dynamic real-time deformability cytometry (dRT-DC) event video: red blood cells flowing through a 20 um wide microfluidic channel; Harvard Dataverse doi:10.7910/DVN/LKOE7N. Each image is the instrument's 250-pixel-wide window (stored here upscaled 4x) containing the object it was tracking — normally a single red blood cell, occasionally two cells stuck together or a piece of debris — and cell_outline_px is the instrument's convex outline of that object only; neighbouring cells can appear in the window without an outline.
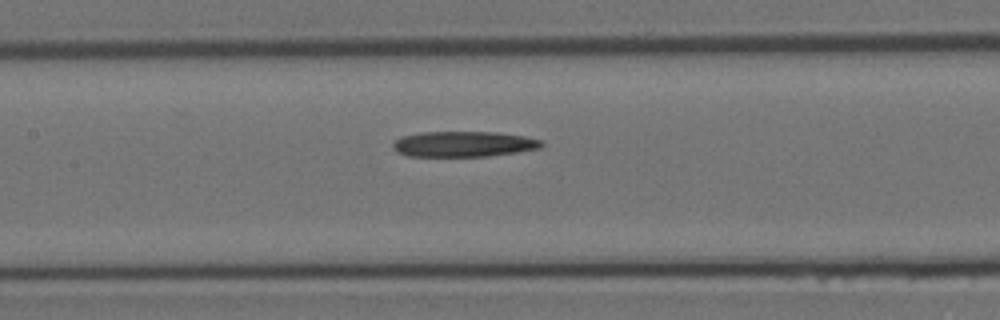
{"species": "Egyptian fruit bat (a non-hibernating species)", "species_latin": "Rousettus aegyptiacus", "temperature_condition": "room temperature", "stored_images_in_passage": 13, "camera_frame_rate_fps": 3000, "um_per_image_px": 0.085, "animal": {"sex": "female"}, "frame": {"image": 1, "passage_image": 10, "time_ms": 3.0, "image_size_px": [1000, 320], "cell_outline_px": [[544, 148], [488, 156], [408, 156], [396, 152], [392, 148], [392, 144], [396, 140], [404, 136], [420, 132], [496, 132], [524, 136], [544, 140]], "centroid_in_image_um": [39.45, 12.24], "position_along_channel_um": 168.0, "area_um2": 22.25}}